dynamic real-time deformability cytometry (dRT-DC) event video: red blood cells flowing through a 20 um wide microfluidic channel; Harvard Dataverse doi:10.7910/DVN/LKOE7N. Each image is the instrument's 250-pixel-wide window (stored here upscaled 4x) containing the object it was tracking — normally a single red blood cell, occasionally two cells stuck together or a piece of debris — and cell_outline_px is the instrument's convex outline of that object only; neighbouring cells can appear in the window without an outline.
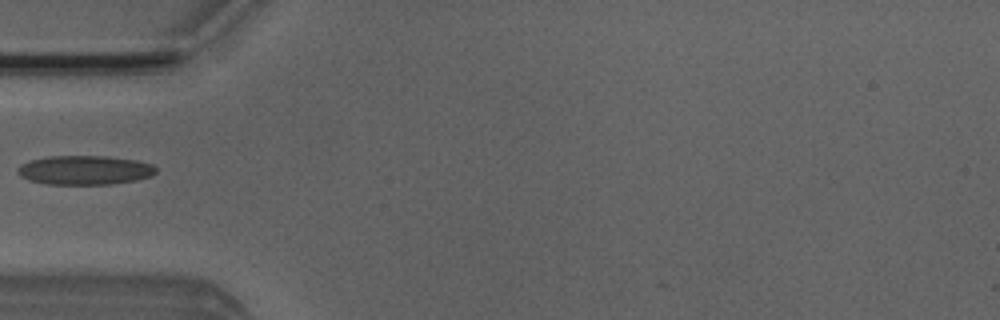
{"species": "Egyptian fruit bat (a non-hibernating species)", "species_latin": "Rousettus aegyptiacus", "temperature_condition": "room temperature", "stored_images_in_passage": 5, "camera_frame_rate_fps": 3000, "um_per_image_px": 0.085, "animal": {"sex": "male"}, "frame": {"image": 1, "passage_image": 5, "time_ms": 1.333, "image_size_px": [1000, 320], "cell_outline_px": [[156, 172], [152, 176], [136, 180], [112, 184], [48, 184], [28, 180], [20, 176], [16, 172], [16, 168], [20, 164], [28, 160], [48, 156], [108, 156], [136, 160], [152, 164], [156, 168]], "centroid_in_image_um": [7.17, 14.45], "position_along_channel_um": 77.8, "area_um2": 23.76}}